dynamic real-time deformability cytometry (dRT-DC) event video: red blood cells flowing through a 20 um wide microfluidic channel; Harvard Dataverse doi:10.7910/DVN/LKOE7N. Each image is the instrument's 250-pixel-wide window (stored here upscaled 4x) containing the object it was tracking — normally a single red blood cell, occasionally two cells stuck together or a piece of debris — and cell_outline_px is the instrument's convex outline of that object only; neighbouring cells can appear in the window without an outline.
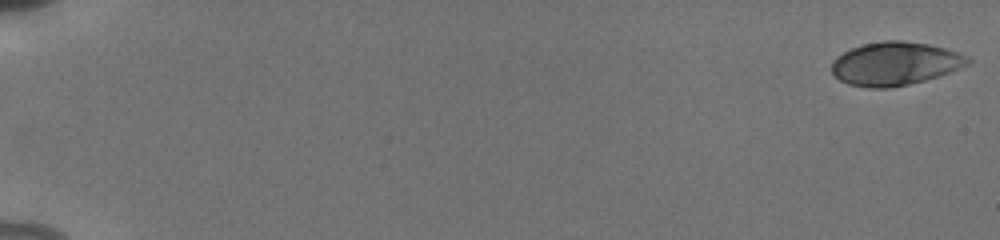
{"species": "human", "species_latin": "Homo sapiens", "temperature_condition": "cold", "stored_images_in_passage": 48, "camera_frame_rate_fps": 3000, "um_per_image_px": 0.085, "donor": {"sex": "male"}, "frame": {"image": 1, "passage_image": 1, "time_ms": 0.0, "image_size_px": [1000, 240], "cell_outline_px": [[972, 60], [968, 64], [948, 72], [924, 80], [892, 88], [868, 88], [848, 84], [840, 80], [832, 72], [832, 60], [836, 56], [852, 48], [864, 44], [884, 40], [900, 40], [928, 44], [944, 48], [968, 56]], "centroid_in_image_um": [76.05, 5.41], "position_along_channel_um": 9.0, "area_um2": 34.16}}
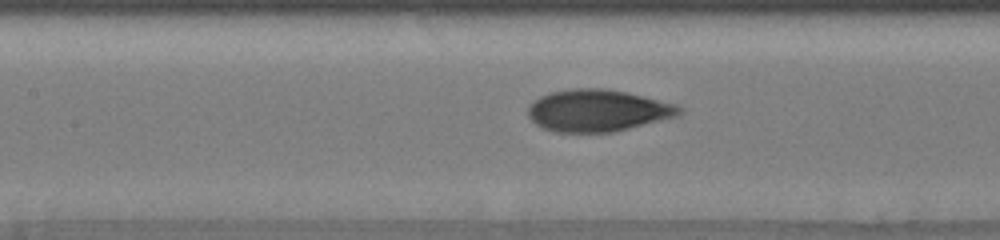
{"frame": {"image": 2, "passage_image": 24, "time_ms": 9.0, "image_size_px": [1000, 240], "cell_outline_px": [[684, 112], [680, 116], [612, 132], [552, 132], [536, 124], [528, 116], [528, 104], [540, 96], [552, 92], [572, 88], [604, 88], [628, 92], [676, 104], [684, 108]], "centroid_in_image_um": [50.83, 9.39], "position_along_channel_um": 156.6, "area_um2": 37.28}}
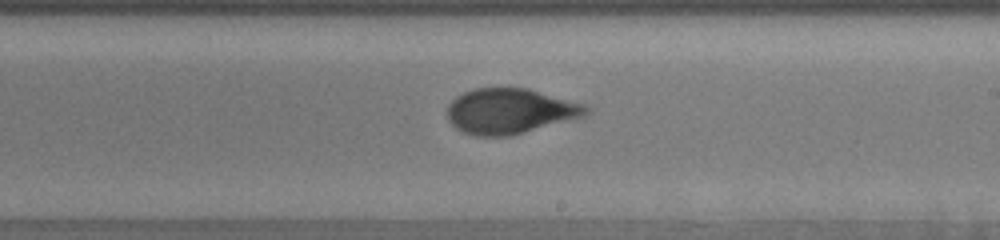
{"frame": {"image": 3, "passage_image": 33, "time_ms": 11.333, "image_size_px": [1000, 240], "cell_outline_px": [[592, 112], [584, 116], [524, 132], [508, 136], [476, 136], [464, 132], [456, 128], [448, 120], [448, 104], [456, 96], [472, 88], [528, 88], [584, 104]], "centroid_in_image_um": [43.33, 9.44], "position_along_channel_um": 245.7, "area_um2": 36.47}, "authors_computed_cell_mechanics": {"area_um2": 36.0094, "velocity_mm_per_s": 3.829, "shape_relaxation_time_tau1_ms": 4.0054, "shape_relaxation_time_tau2_ms": 0.8356, "deformation_change_tau1": 0.1704, "deformation_change_tau2": 0.051}}